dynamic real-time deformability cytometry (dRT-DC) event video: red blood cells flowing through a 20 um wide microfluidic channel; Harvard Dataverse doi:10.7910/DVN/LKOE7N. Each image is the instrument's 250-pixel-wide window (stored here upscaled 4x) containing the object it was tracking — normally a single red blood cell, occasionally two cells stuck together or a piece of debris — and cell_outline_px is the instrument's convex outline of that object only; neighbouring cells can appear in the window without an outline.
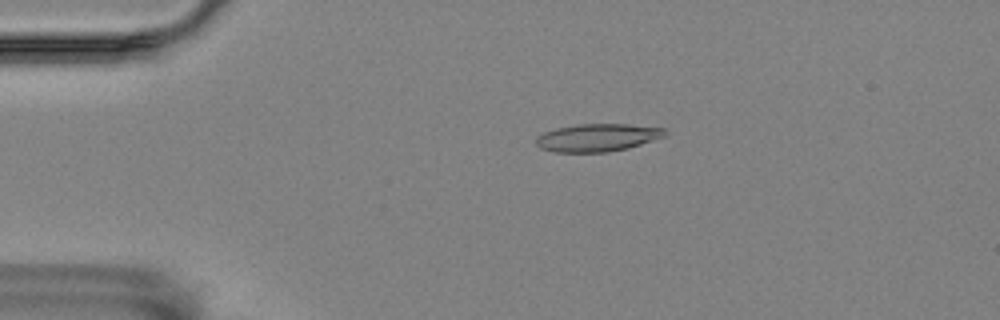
{"species": "Egyptian fruit bat (a non-hibernating species)", "species_latin": "Rousettus aegyptiacus", "temperature_condition": "room temperature", "stored_images_in_passage": 4, "camera_frame_rate_fps": 3000, "um_per_image_px": 0.085, "animal": {"sex": "female"}, "frame": {"image": 1, "passage_image": 2, "time_ms": 0.333, "image_size_px": [1000, 320], "cell_outline_px": [[664, 136], [628, 148], [608, 152], [556, 152], [540, 148], [536, 144], [536, 136], [544, 132], [556, 128], [580, 124], [628, 124], [664, 128]], "centroid_in_image_um": [50.73, 11.69], "position_along_channel_um": 34.3, "area_um2": 20.63}}